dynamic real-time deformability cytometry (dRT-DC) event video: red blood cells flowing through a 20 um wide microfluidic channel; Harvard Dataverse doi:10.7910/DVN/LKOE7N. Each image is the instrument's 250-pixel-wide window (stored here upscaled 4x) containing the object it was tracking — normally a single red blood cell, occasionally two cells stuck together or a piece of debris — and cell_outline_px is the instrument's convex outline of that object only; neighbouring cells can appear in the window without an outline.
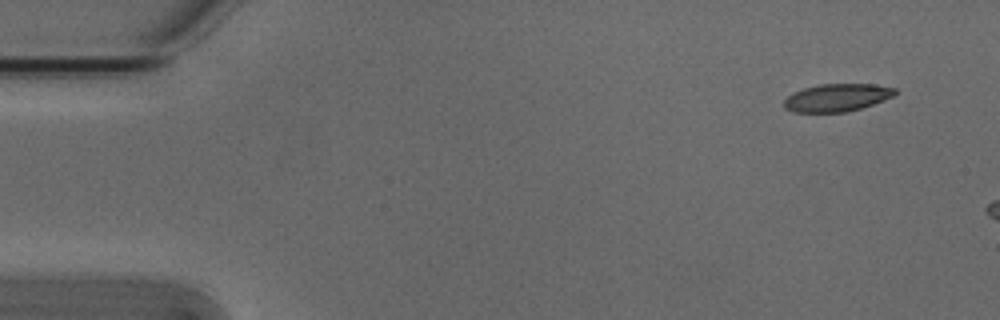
{"species": "Egyptian fruit bat (a non-hibernating species)", "species_latin": "Rousettus aegyptiacus", "temperature_condition": "cold", "stored_images_in_passage": 7, "camera_frame_rate_fps": 3000, "um_per_image_px": 0.085, "animal": {"sex": "male"}, "frame": {"image": 1, "passage_image": 1, "time_ms": 0.0, "image_size_px": [1000, 320], "cell_outline_px": [[896, 92], [892, 96], [884, 100], [860, 108], [844, 112], [792, 112], [784, 108], [784, 100], [792, 92], [804, 88], [820, 84], [872, 84], [896, 88]], "centroid_in_image_um": [71.1, 8.29], "position_along_channel_um": 13.9, "area_um2": 17.8}}